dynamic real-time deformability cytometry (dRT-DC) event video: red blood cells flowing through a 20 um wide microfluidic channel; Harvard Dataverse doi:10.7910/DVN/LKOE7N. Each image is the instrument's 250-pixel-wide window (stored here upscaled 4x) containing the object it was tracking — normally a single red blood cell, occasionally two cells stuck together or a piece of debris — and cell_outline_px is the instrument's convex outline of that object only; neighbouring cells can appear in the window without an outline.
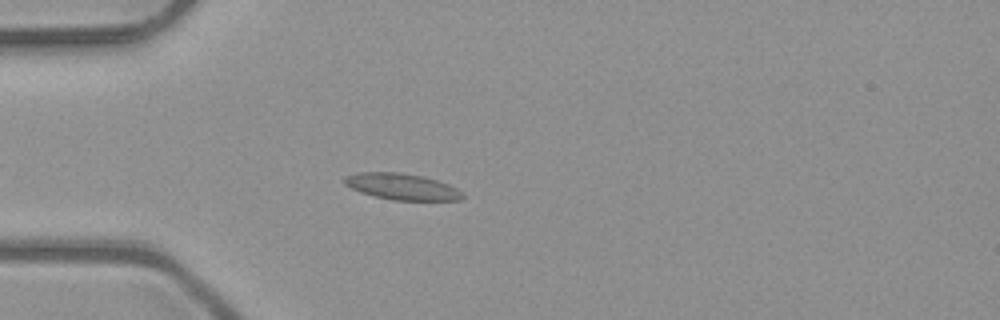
{"species": "common noctule bat (a hibernating species)", "species_latin": "Nyctalus noctula", "temperature_condition": "room temperature", "stored_images_in_passage": 3, "camera_frame_rate_fps": 3000, "um_per_image_px": 0.085, "animal": {"sex": "male", "body_mass_g": 23.1, "forearm_length_mm": 52.7}, "frame": {"image": 1, "passage_image": 3, "time_ms": 0.667, "image_size_px": [1000, 320], "cell_outline_px": [[464, 196], [460, 200], [392, 200], [360, 192], [344, 184], [344, 176], [356, 172], [400, 172], [424, 176], [448, 184], [464, 192]], "centroid_in_image_um": [34.16, 15.85], "position_along_channel_um": 50.8, "area_um2": 18.15}}